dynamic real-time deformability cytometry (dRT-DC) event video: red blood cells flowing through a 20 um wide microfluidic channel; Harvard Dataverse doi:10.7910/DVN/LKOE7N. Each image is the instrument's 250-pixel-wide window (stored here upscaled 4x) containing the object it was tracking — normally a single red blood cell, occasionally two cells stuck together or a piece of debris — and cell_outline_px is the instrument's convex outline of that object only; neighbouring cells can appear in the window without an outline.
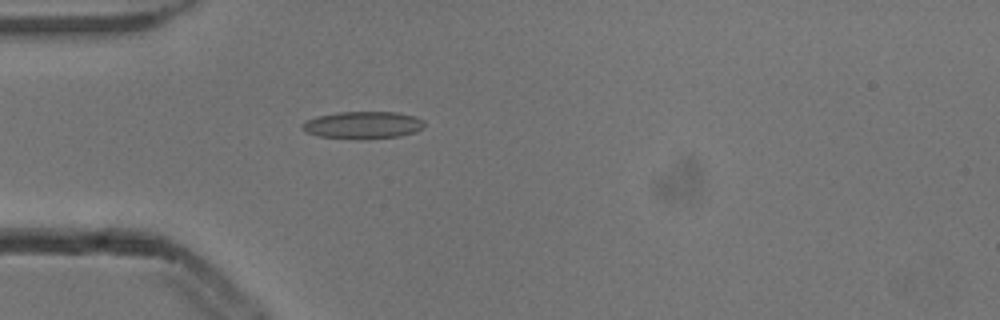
{"species": "common noctule bat (a hibernating species)", "species_latin": "Nyctalus noctula", "temperature_condition": "cold", "stored_images_in_passage": 5, "camera_frame_rate_fps": 3000, "um_per_image_px": 0.085, "animal": {"sex": "male", "body_mass_g": 13.3}, "frame": {"image": 1, "passage_image": 5, "time_ms": 1.333, "image_size_px": [1000, 320], "cell_outline_px": [[424, 128], [416, 132], [400, 136], [360, 140], [316, 136], [300, 128], [308, 120], [316, 116], [340, 112], [396, 112], [412, 116], [424, 120]], "centroid_in_image_um": [30.87, 10.65], "position_along_channel_um": 54.1, "area_um2": 19.54}}